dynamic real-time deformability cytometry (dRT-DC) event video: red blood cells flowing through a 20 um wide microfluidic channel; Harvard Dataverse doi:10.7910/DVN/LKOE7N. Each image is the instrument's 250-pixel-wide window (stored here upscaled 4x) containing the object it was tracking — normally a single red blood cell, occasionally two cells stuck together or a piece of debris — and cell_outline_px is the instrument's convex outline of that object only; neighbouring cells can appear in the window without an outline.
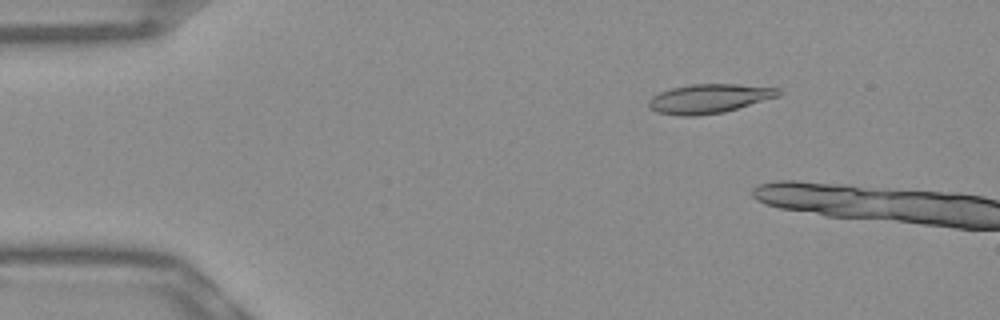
{"species": "Egyptian fruit bat (a non-hibernating species)", "species_latin": "Rousettus aegyptiacus", "temperature_condition": "warm", "stored_images_in_passage": 11, "camera_frame_rate_fps": 3000, "um_per_image_px": 0.085, "frame": {"image": 1, "passage_image": 8, "time_ms": 2.333, "image_size_px": [1000, 320], "cell_outline_px": [[780, 96], [724, 112], [696, 116], [680, 116], [656, 112], [648, 108], [648, 100], [652, 96], [660, 92], [672, 88], [692, 84], [736, 84], [780, 88]], "centroid_in_image_um": [60.25, 8.39], "position_along_channel_um": 24.7, "area_um2": 22.14}}